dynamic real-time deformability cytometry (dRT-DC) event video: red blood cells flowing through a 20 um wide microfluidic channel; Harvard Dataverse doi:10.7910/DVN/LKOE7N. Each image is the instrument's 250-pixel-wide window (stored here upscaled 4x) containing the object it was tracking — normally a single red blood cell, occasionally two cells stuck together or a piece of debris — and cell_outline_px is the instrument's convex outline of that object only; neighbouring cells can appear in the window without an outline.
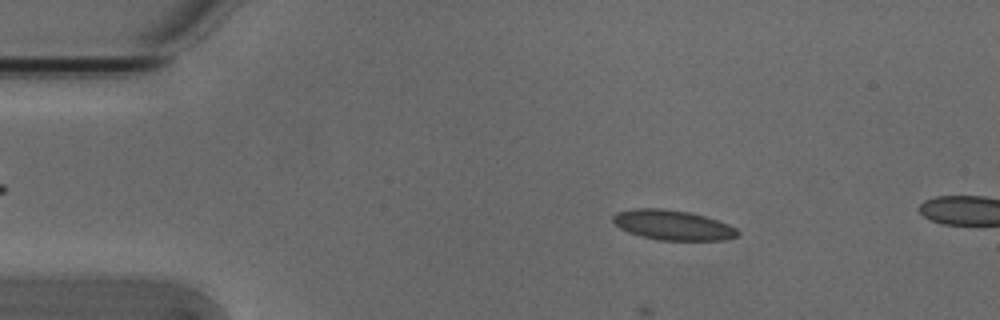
{"species": "Egyptian fruit bat (a non-hibernating species)", "species_latin": "Rousettus aegyptiacus", "temperature_condition": "cold", "stored_images_in_passage": 16, "camera_frame_rate_fps": 3000, "um_per_image_px": 0.085, "animal": {"sex": "male"}, "frame": {"image": 1, "passage_image": 8, "time_ms": 2.333, "image_size_px": [1000, 320], "cell_outline_px": [[740, 232], [736, 236], [728, 240], [660, 240], [640, 236], [628, 232], [620, 228], [612, 220], [612, 216], [616, 212], [636, 208], [660, 208], [688, 212], [704, 216], [728, 224], [736, 228]], "centroid_in_image_um": [57.17, 19.13], "position_along_channel_um": 27.8, "area_um2": 21.68}}